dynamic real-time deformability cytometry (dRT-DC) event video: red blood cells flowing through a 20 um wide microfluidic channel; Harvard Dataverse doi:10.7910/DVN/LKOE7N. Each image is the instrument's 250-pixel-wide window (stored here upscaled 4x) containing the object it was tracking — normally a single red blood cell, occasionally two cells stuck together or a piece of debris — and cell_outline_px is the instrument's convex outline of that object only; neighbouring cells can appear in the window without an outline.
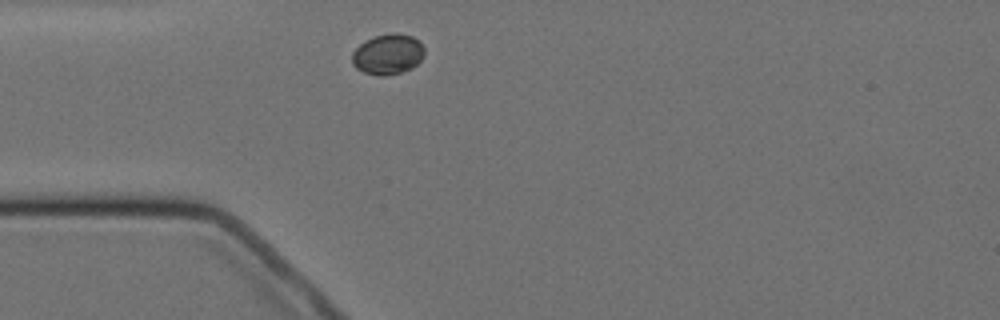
{"species": "Egyptian fruit bat (a non-hibernating species)", "species_latin": "Rousettus aegyptiacus", "temperature_condition": "cold", "stored_images_in_passage": 2, "camera_frame_rate_fps": 3000, "um_per_image_px": 0.085, "animal": {"sex": "female"}, "frame": {"image": 1, "passage_image": 1, "time_ms": 0.0, "image_size_px": [1000, 320], "cell_outline_px": [[424, 56], [412, 68], [400, 72], [384, 76], [380, 76], [364, 72], [356, 68], [352, 64], [352, 52], [364, 40], [376, 36], [392, 32], [396, 32], [412, 36], [420, 40], [424, 48]], "centroid_in_image_um": [32.97, 4.59], "position_along_channel_um": 52.0, "area_um2": 17.17}}